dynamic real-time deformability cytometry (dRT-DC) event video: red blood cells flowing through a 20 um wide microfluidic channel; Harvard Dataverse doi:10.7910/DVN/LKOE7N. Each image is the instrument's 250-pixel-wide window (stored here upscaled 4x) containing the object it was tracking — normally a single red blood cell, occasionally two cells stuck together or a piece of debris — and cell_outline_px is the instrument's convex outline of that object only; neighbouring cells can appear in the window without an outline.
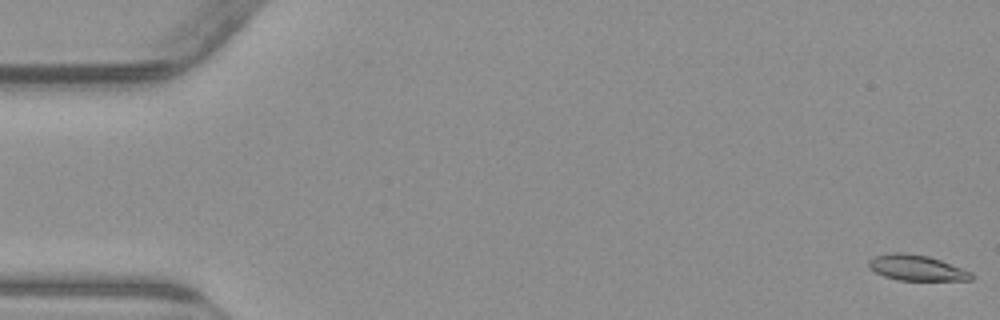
{"species": "common noctule bat (a hibernating species)", "species_latin": "Nyctalus noctula", "temperature_condition": "warm", "stored_images_in_passage": 55, "camera_frame_rate_fps": 3000, "um_per_image_px": 0.085, "animal": {"sex": "male", "body_mass_g": 23.1, "forearm_length_mm": 52.7}, "frame": {"image": 1, "passage_image": 1, "time_ms": 0.0, "image_size_px": [1000, 320], "cell_outline_px": [[972, 280], [900, 280], [884, 276], [868, 268], [868, 260], [872, 256], [892, 252], [904, 252], [928, 256], [940, 260], [972, 272]], "centroid_in_image_um": [77.86, 22.75], "position_along_channel_um": 7.1, "area_um2": 15.32}}
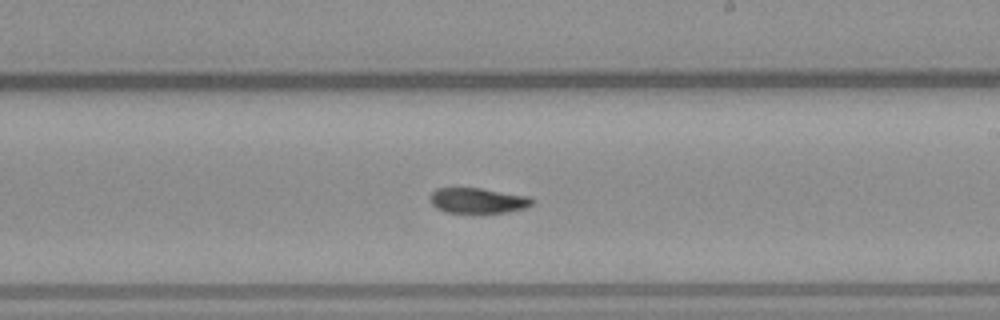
{"frame": {"image": 2, "passage_image": 32, "time_ms": 10.333, "image_size_px": [1000, 320], "cell_outline_px": [[536, 200], [532, 204], [524, 208], [508, 212], [444, 212], [436, 208], [428, 200], [428, 196], [436, 188], [480, 188], [532, 196]], "centroid_in_image_um": [40.62, 17.03], "position_along_channel_um": 248.4, "area_um2": 15.26}}
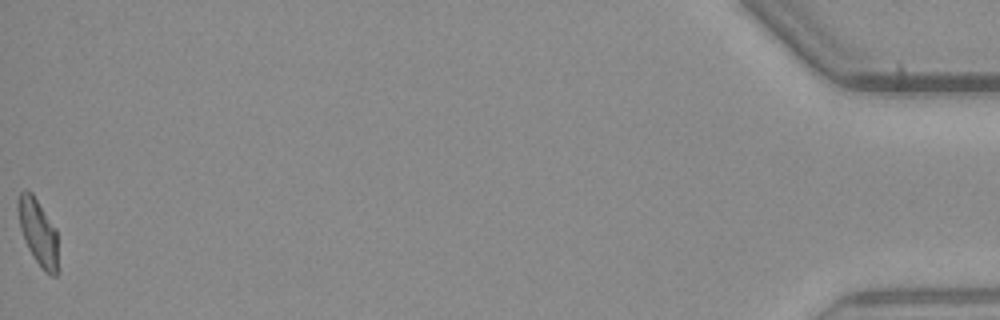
{"frame": {"image": 3, "passage_image": 55, "time_ms": 18.0, "image_size_px": [1000, 320], "cell_outline_px": [[56, 276], [52, 276], [44, 272], [28, 248], [24, 240], [20, 228], [16, 208], [16, 200], [20, 192], [32, 192], [56, 228]], "centroid_in_image_um": [3.19, 19.68], "position_along_channel_um": 432.0, "area_um2": 15.26}, "authors_computed_cell_mechanics": {"area_um2": 15.6638, "velocity_mm_per_s": 3.8145, "shape_relaxation_time_tau1_ms": null, "shape_relaxation_time_tau2_ms": 8.7901, "deformation_change_tau1": null, "deformation_change_tau2": 0.1321}}